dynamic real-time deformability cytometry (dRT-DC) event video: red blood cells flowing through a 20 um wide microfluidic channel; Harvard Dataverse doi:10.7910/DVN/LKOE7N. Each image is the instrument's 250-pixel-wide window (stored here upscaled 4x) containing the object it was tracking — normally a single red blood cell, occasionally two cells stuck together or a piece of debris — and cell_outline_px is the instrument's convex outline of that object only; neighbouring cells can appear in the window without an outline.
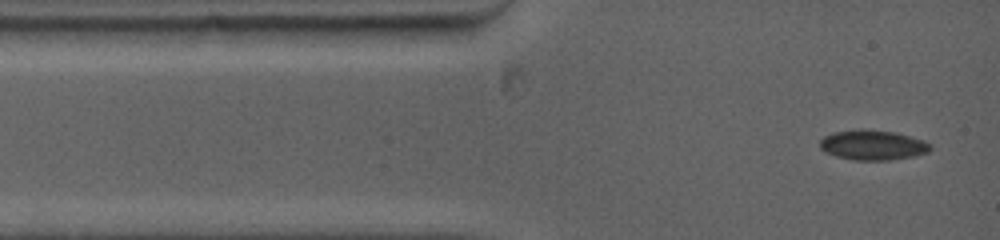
{"species": "common noctule bat (a hibernating species)", "species_latin": "Nyctalus noctula", "temperature_condition": "warm", "stored_images_in_passage": 7, "camera_frame_rate_fps": 5000, "um_per_image_px": 0.085, "animal": {"sex": "female", "body_mass_g": 19.0, "forearm_length_mm": 53.3}, "frame": {"image": 1, "passage_image": 1, "time_ms": 0.0, "image_size_px": [1000, 240], "cell_outline_px": [[932, 148], [928, 152], [916, 156], [888, 160], [852, 160], [836, 156], [824, 152], [820, 148], [820, 140], [824, 136], [832, 132], [860, 128], [864, 128], [896, 132], [924, 140], [932, 144]], "centroid_in_image_um": [74.19, 12.32], "position_along_channel_um": 10.8, "area_um2": 19.71}}
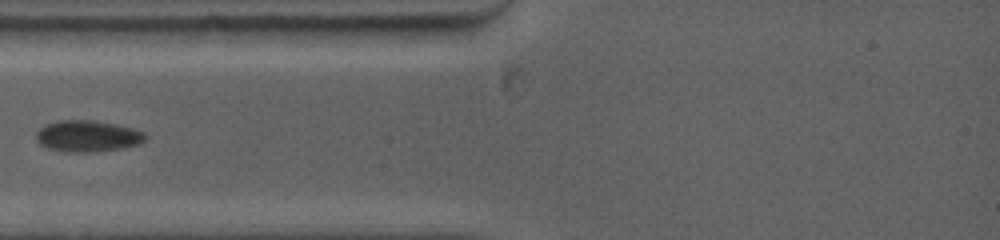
{"frame": {"image": 2, "passage_image": 4, "time_ms": 2.6, "image_size_px": [1000, 240], "cell_outline_px": [[144, 140], [140, 144], [124, 148], [92, 152], [64, 152], [48, 148], [40, 144], [36, 140], [36, 132], [44, 124], [60, 120], [96, 120], [116, 124], [132, 128], [144, 132]], "centroid_in_image_um": [7.42, 11.57], "position_along_channel_um": 77.6, "area_um2": 20.11}}
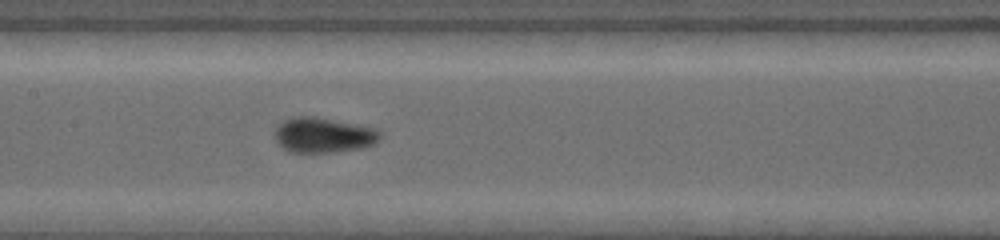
{"frame": {"image": 3, "passage_image": 7, "time_ms": 5.2, "image_size_px": [1000, 240], "cell_outline_px": [[380, 140], [364, 148], [332, 152], [288, 152], [276, 140], [276, 128], [284, 120], [300, 116], [312, 116], [380, 128]], "centroid_in_image_um": [27.55, 11.48], "position_along_channel_um": 179.9, "area_um2": 21.5}}